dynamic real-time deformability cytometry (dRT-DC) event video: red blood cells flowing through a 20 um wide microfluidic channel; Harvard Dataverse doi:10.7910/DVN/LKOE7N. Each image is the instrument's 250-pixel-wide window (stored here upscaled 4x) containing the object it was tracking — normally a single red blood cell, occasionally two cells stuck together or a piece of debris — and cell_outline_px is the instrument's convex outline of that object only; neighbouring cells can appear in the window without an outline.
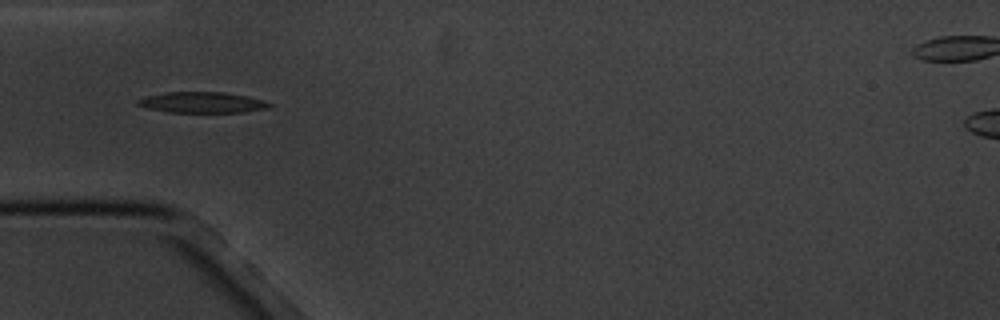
{"species": "common noctule bat (a hibernating species)", "species_latin": "Nyctalus noctula", "temperature_condition": "cold", "stored_images_in_passage": 9, "camera_frame_rate_fps": 3000, "um_per_image_px": 0.085, "animal": {"sex": "male", "body_mass_g": 20.1, "forearm_length_mm": 53.5}, "frame": {"image": 1, "passage_image": 3, "time_ms": 3.0, "image_size_px": [1000, 320], "cell_outline_px": [[272, 104], [268, 108], [244, 112], [168, 112], [148, 108], [136, 104], [136, 100], [144, 96], [164, 92], [224, 92], [248, 96], [264, 100]], "centroid_in_image_um": [17.17, 8.7], "position_along_channel_um": 67.8, "area_um2": 16.07}}
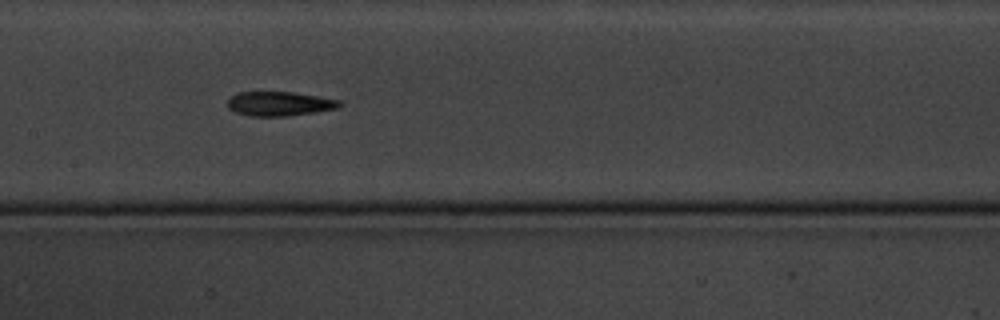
{"frame": {"image": 2, "passage_image": 6, "time_ms": 6.333, "image_size_px": [1000, 320], "cell_outline_px": [[344, 104], [336, 108], [288, 116], [252, 116], [232, 112], [228, 108], [228, 100], [232, 96], [240, 92], [292, 92], [340, 100]], "centroid_in_image_um": [23.72, 8.82], "position_along_channel_um": 183.7, "area_um2": 15.72}}
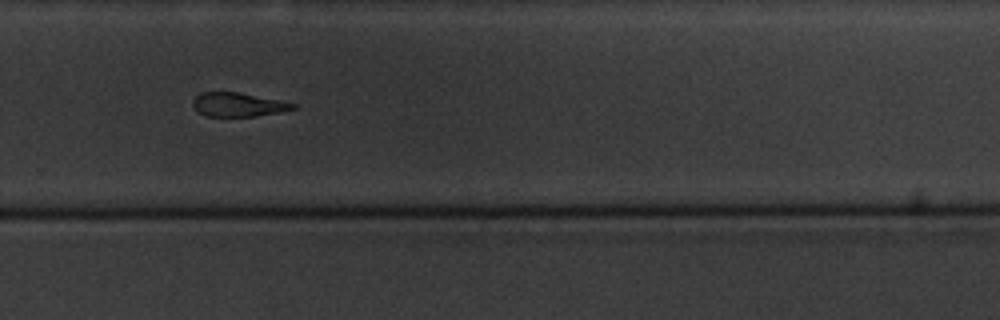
{"frame": {"image": 3, "passage_image": 9, "time_ms": 10.0, "image_size_px": [1000, 320], "cell_outline_px": [[296, 108], [280, 112], [252, 116], [204, 116], [192, 104], [192, 100], [200, 92], [236, 92], [280, 100], [296, 104]], "centroid_in_image_um": [20.22, 8.89], "position_along_channel_um": 309.6, "area_um2": 13.76}}